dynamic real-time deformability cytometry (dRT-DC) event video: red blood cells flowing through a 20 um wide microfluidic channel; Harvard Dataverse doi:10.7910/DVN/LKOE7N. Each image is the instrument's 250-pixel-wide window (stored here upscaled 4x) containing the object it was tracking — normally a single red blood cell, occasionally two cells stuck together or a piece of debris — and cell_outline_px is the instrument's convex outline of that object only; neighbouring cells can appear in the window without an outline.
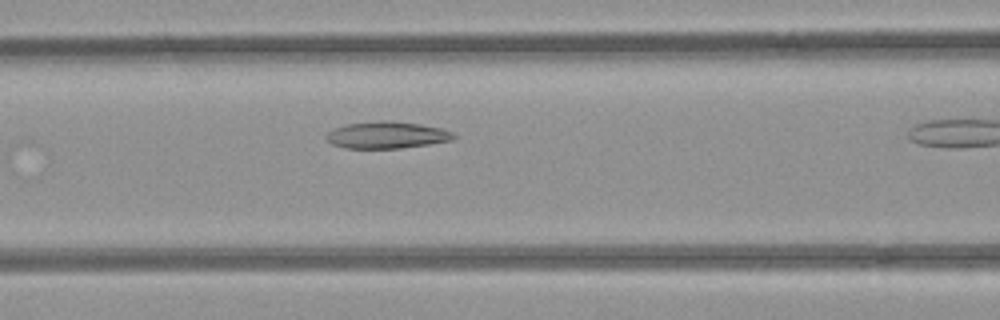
{"species": "common noctule bat (a hibernating species)", "species_latin": "Nyctalus noctula", "temperature_condition": "room temperature", "stored_images_in_passage": 15, "camera_frame_rate_fps": 3000, "um_per_image_px": 0.085, "animal": {"sex": "female", "body_mass_g": 21.9}, "frame": {"image": 1, "passage_image": 11, "time_ms": 3.333, "image_size_px": [1000, 320], "cell_outline_px": [[456, 136], [452, 140], [428, 144], [400, 148], [344, 148], [332, 144], [324, 136], [328, 132], [344, 124], [380, 120], [392, 120], [420, 124], [444, 128], [452, 132]], "centroid_in_image_um": [32.88, 11.46], "position_along_channel_um": 133.7, "area_um2": 20.06}}